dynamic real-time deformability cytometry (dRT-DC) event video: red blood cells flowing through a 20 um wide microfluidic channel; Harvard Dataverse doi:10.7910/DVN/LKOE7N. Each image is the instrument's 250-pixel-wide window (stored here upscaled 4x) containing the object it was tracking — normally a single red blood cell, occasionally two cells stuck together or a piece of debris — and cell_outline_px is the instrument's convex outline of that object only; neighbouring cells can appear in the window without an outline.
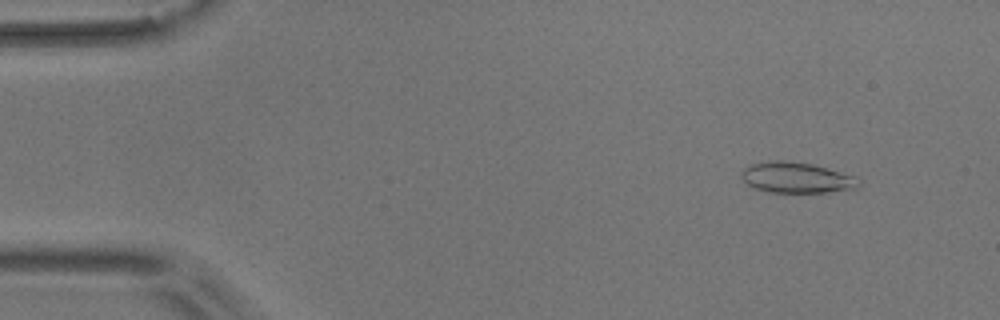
{"species": "common noctule bat (a hibernating species)", "species_latin": "Nyctalus noctula", "temperature_condition": "room temperature", "stored_images_in_passage": 54, "camera_frame_rate_fps": 3000, "um_per_image_px": 0.085, "animal": {"sex": "male", "body_mass_g": 17.9}, "frame": {"image": 1, "passage_image": 5, "time_ms": 1.333, "image_size_px": [1000, 320], "cell_outline_px": [[860, 184], [856, 188], [824, 192], [768, 192], [756, 188], [748, 184], [740, 176], [740, 172], [744, 168], [752, 164], [772, 160], [780, 160], [812, 164], [856, 176], [860, 180]], "centroid_in_image_um": [67.7, 15.09], "position_along_channel_um": 17.3, "area_um2": 20.81}}
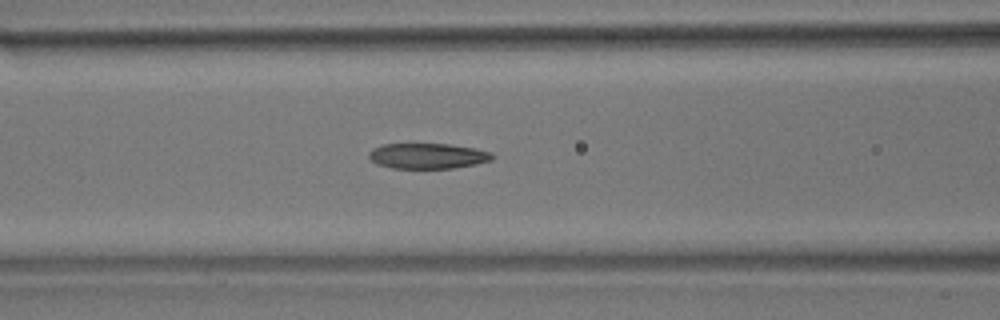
{"frame": {"image": 2, "passage_image": 22, "time_ms": 7.0, "image_size_px": [1000, 320], "cell_outline_px": [[496, 156], [492, 160], [476, 164], [452, 168], [392, 168], [376, 164], [368, 156], [368, 152], [372, 148], [384, 144], [448, 144], [476, 148], [492, 152]], "centroid_in_image_um": [36.37, 13.25], "position_along_channel_um": 130.2, "area_um2": 18.44}}
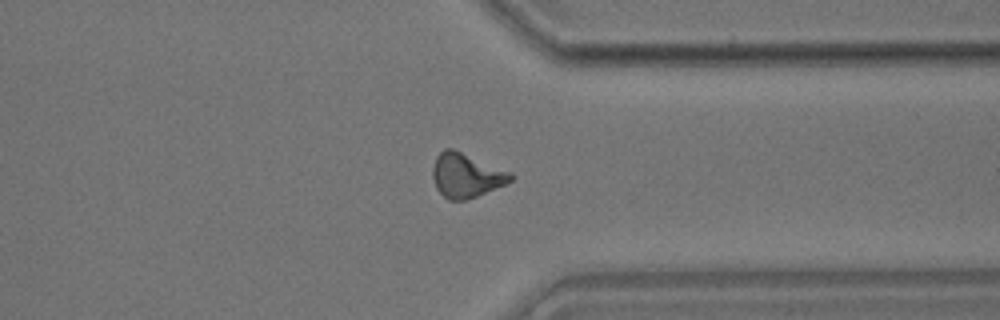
{"frame": {"image": 3, "passage_image": 42, "time_ms": 13.667, "image_size_px": [1000, 320], "cell_outline_px": [[516, 176], [512, 180], [504, 184], [468, 200], [448, 200], [436, 188], [432, 176], [432, 168], [436, 156], [444, 148], [452, 148], [512, 172]], "centroid_in_image_um": [39.62, 14.9], "position_along_channel_um": 371.8, "area_um2": 20.17}, "authors_computed_cell_mechanics": {"area_um2": 19.5075, "velocity_mm_per_s": 3.6611, "shape_relaxation_time_tau1_ms": null, "shape_relaxation_time_tau2_ms": 3.0217, "deformation_change_tau1": null, "deformation_change_tau2": 0.1017}}